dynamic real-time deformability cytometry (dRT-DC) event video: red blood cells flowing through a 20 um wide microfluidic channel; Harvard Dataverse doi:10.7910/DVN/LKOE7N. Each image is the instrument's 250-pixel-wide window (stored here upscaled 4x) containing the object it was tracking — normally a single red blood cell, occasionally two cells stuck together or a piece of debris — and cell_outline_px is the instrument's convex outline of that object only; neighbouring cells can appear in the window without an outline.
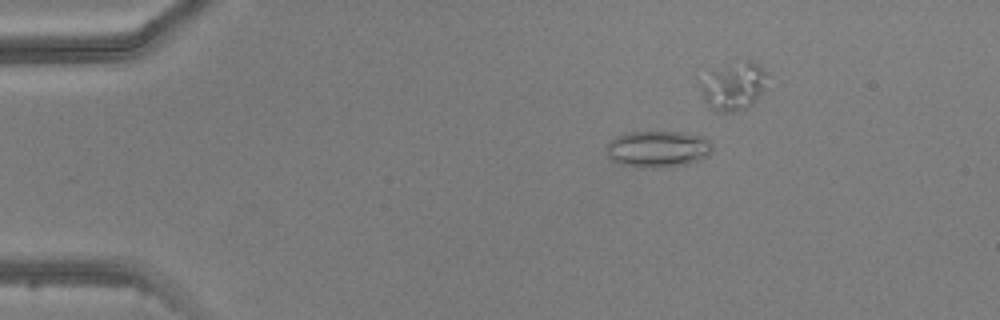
{"species": "common noctule bat (a hibernating species)", "species_latin": "Nyctalus noctula", "temperature_condition": "warm", "stored_images_in_passage": 4, "camera_frame_rate_fps": 3000, "um_per_image_px": 0.085, "animal": {"sex": "male", "body_mass_g": 20.5, "forearm_length_mm": 52.5}, "frame": {"image": 1, "passage_image": 3, "time_ms": 2.333, "image_size_px": [1000, 320], "cell_outline_px": [[712, 152], [708, 156], [688, 164], [656, 168], [644, 168], [620, 164], [612, 160], [608, 156], [608, 144], [616, 136], [628, 132], [680, 132], [704, 136], [708, 140], [712, 148]], "centroid_in_image_um": [55.94, 12.67], "position_along_channel_um": 29.1, "area_um2": 22.54}}